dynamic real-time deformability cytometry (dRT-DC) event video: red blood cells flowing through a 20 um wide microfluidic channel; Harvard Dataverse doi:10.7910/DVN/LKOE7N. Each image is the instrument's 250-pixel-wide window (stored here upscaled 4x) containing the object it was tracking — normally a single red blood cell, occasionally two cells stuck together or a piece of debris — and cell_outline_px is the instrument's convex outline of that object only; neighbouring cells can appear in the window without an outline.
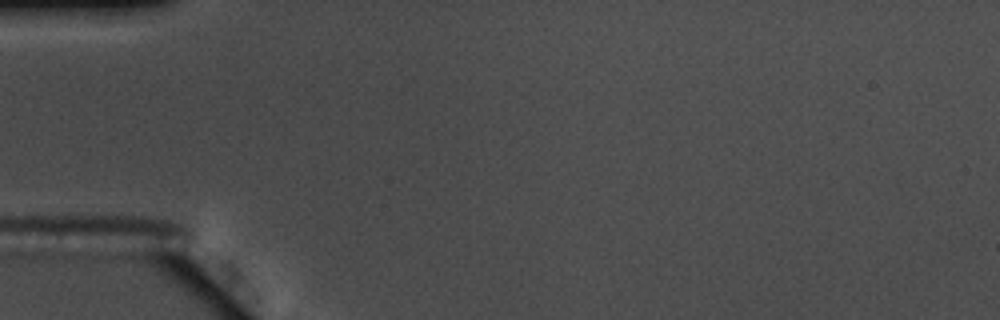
{"species": "common noctule bat (a hibernating species)", "species_latin": "Nyctalus noctula", "temperature_condition": "warm", "stored_images_in_passage": 2, "camera_frame_rate_fps": 3000, "um_per_image_px": 0.085, "animal": {"sex": "male", "body_mass_g": 17.5, "forearm_length_mm": 52.3}, "frame": {"image": 1, "passage_image": 1, "time_ms": 0.0, "image_size_px": [1000, 320], "cell_outline_px": [[208, 284], [204, 284], [88, 252], [92, 248], [172, 248], [196, 260], [204, 272], [208, 280]], "centroid_in_image_um": [13.42, 22.21], "position_along_channel_um": 71.6, "area_um2": 14.85}}